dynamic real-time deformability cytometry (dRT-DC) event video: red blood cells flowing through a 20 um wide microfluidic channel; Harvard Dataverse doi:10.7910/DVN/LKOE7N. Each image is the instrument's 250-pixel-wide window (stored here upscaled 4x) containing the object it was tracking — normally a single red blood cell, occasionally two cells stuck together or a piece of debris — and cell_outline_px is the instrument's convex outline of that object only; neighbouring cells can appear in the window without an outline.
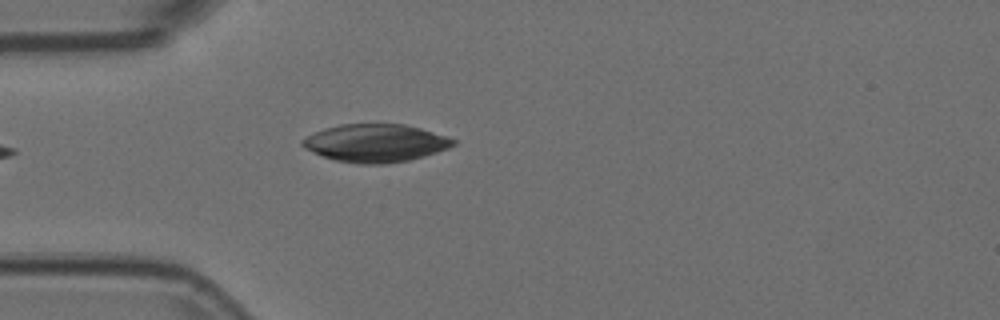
{"species": "Egyptian fruit bat (a non-hibernating species)", "species_latin": "Rousettus aegyptiacus", "temperature_condition": "room temperature", "stored_images_in_passage": 4, "camera_frame_rate_fps": 3000, "um_per_image_px": 0.085, "animal": {"sex": "female"}, "frame": {"image": 1, "passage_image": 4, "time_ms": 1.0, "image_size_px": [1000, 320], "cell_outline_px": [[456, 144], [448, 148], [424, 156], [408, 160], [384, 164], [360, 164], [336, 160], [312, 152], [304, 148], [300, 144], [300, 140], [324, 128], [340, 124], [404, 124], [420, 128], [448, 136], [456, 140]], "centroid_in_image_um": [31.92, 12.16], "position_along_channel_um": 53.1, "area_um2": 33.23}}